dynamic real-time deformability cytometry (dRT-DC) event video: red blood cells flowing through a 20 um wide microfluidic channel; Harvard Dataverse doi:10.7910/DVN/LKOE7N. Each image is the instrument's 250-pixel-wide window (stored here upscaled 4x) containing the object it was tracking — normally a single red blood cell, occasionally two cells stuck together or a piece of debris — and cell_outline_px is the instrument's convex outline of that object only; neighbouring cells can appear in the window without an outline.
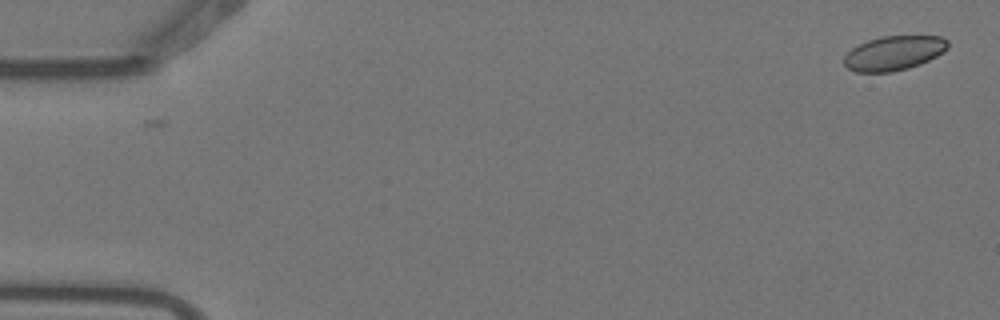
{"species": "Egyptian fruit bat (a non-hibernating species)", "species_latin": "Rousettus aegyptiacus", "temperature_condition": "warm", "stored_images_in_passage": 2, "camera_frame_rate_fps": 3000, "um_per_image_px": 0.085, "animal": {"sex": "female"}, "frame": {"image": 1, "passage_image": 2, "time_ms": 0.333, "image_size_px": [1000, 320], "cell_outline_px": [[948, 48], [944, 52], [920, 64], [908, 68], [892, 72], [856, 72], [848, 68], [844, 64], [844, 56], [852, 48], [868, 40], [880, 36], [940, 36], [948, 40]], "centroid_in_image_um": [75.98, 4.51], "position_along_channel_um": 9.0, "area_um2": 20.81}}